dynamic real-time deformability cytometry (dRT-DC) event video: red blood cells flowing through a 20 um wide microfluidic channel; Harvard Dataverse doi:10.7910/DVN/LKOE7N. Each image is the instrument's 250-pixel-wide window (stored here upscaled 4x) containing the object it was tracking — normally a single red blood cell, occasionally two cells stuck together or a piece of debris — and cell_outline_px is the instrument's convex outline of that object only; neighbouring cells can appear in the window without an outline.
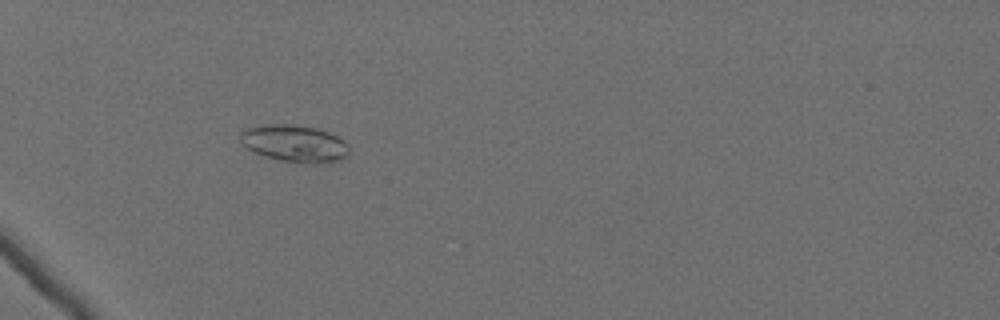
{"species": "Egyptian fruit bat (a non-hibernating species)", "species_latin": "Rousettus aegyptiacus", "temperature_condition": "cold", "stored_images_in_passage": 61, "camera_frame_rate_fps": 3000, "um_per_image_px": 0.085, "animal": {"sex": "female"}, "frame": {"image": 1, "passage_image": 23, "time_ms": 7.333, "image_size_px": [1000, 320], "cell_outline_px": [[352, 152], [348, 156], [340, 160], [320, 164], [312, 164], [280, 160], [264, 156], [252, 152], [240, 140], [240, 132], [244, 128], [264, 124], [292, 124], [316, 128], [328, 132], [344, 140], [348, 144]], "centroid_in_image_um": [25.06, 12.2], "position_along_channel_um": 59.9, "area_um2": 23.93}}
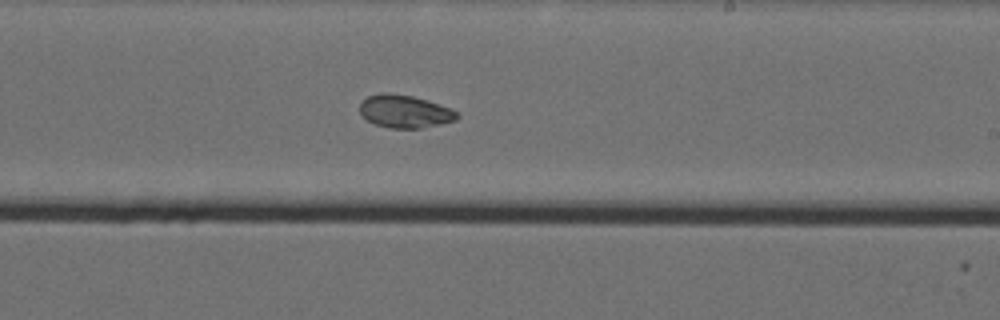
{"frame": {"image": 2, "passage_image": 41, "time_ms": 13.333, "image_size_px": [1000, 320], "cell_outline_px": [[460, 116], [456, 120], [440, 124], [420, 128], [388, 128], [376, 124], [368, 120], [360, 112], [360, 104], [368, 96], [380, 92], [388, 92], [412, 96], [448, 108], [456, 112]], "centroid_in_image_um": [34.37, 9.47], "position_along_channel_um": 254.6, "area_um2": 18.26}}
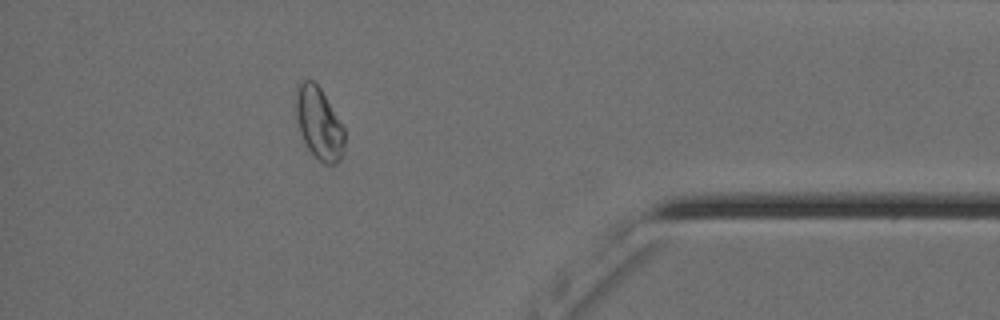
{"frame": {"image": 3, "passage_image": 56, "time_ms": 18.333, "image_size_px": [1000, 320], "cell_outline_px": [[344, 148], [340, 160], [336, 164], [324, 164], [304, 144], [296, 120], [296, 84], [300, 80], [312, 80], [320, 88], [344, 128]], "centroid_in_image_um": [27.09, 10.48], "position_along_channel_um": 408.1, "area_um2": 20.35}, "authors_computed_cell_mechanics": {"area_um2": 21.1548, "velocity_mm_per_s": 3.5676, "shape_relaxation_time_tau1_ms": null, "shape_relaxation_time_tau2_ms": 2.7793, "deformation_change_tau1": null, "deformation_change_tau2": 0.062}}